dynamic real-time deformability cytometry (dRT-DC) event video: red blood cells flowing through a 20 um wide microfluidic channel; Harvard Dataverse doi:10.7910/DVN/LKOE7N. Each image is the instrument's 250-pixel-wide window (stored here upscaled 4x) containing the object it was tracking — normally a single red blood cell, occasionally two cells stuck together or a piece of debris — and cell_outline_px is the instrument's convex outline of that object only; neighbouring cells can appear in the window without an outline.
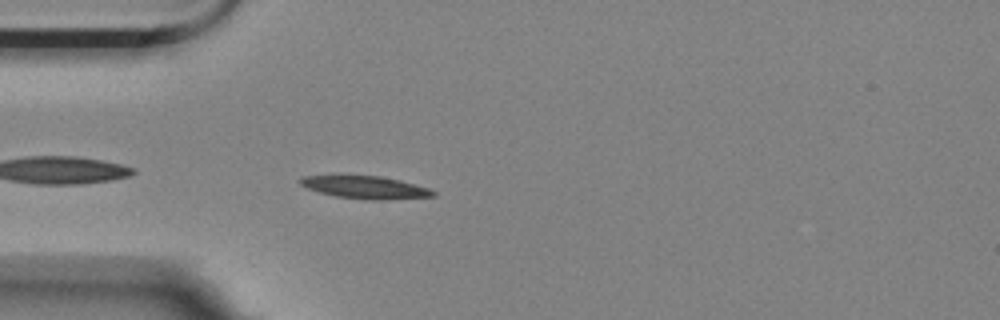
{"species": "Egyptian fruit bat (a non-hibernating species)", "species_latin": "Rousettus aegyptiacus", "temperature_condition": "room temperature", "stored_images_in_passage": 44, "camera_frame_rate_fps": 3000, "um_per_image_px": 0.085, "animal": {"sex": "female"}, "frame": {"image": 1, "passage_image": 3, "time_ms": 0.667, "image_size_px": [1000, 320], "cell_outline_px": [[436, 196], [380, 200], [372, 200], [336, 196], [320, 192], [308, 188], [300, 184], [296, 180], [300, 176], [380, 176], [400, 180], [428, 188], [436, 192]], "centroid_in_image_um": [31.05, 15.92], "position_along_channel_um": 54.0, "area_um2": 17.28}}
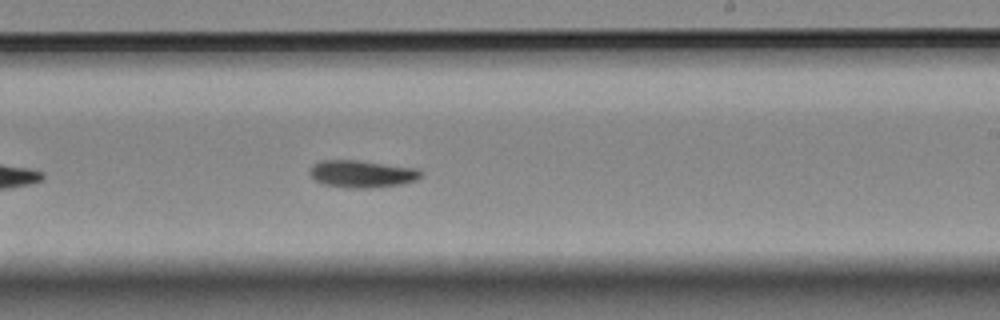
{"frame": {"image": 2, "passage_image": 21, "time_ms": 6.667, "image_size_px": [1000, 320], "cell_outline_px": [[424, 172], [416, 180], [400, 184], [368, 188], [352, 188], [324, 184], [316, 180], [308, 172], [312, 164], [320, 160], [356, 160], [416, 168]], "centroid_in_image_um": [30.74, 14.77], "position_along_channel_um": 258.3, "area_um2": 17.51}}
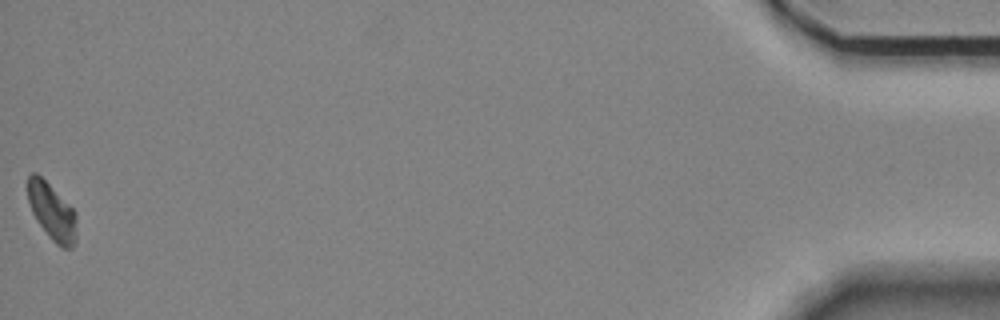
{"frame": {"image": 3, "passage_image": 44, "time_ms": 14.333, "image_size_px": [1000, 320], "cell_outline_px": [[76, 240], [72, 248], [60, 248], [48, 236], [36, 220], [32, 212], [28, 200], [28, 176], [32, 172], [36, 172], [76, 212]], "centroid_in_image_um": [4.42, 18.03], "position_along_channel_um": 430.8, "area_um2": 16.01}, "authors_computed_cell_mechanics": {"area_um2": 16.7331, "velocity_mm_per_s": 3.494, "shape_relaxation_time_tau1_ms": 8.6783, "shape_relaxation_time_tau2_ms": null, "deformation_change_tau1": 0.2184, "deformation_change_tau2": null}}